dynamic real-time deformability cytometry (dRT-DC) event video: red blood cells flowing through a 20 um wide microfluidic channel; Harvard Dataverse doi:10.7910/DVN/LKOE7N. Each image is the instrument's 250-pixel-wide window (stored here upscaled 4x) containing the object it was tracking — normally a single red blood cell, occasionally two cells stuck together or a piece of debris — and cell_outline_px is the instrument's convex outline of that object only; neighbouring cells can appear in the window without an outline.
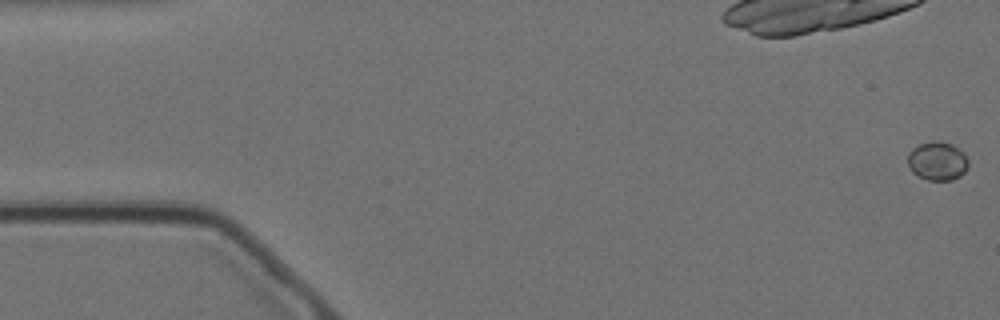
{"species": "Egyptian fruit bat (a non-hibernating species)", "species_latin": "Rousettus aegyptiacus", "temperature_condition": "cold", "stored_images_in_passage": 58, "camera_frame_rate_fps": 3000, "um_per_image_px": 0.085, "animal": {"sex": "female"}, "frame": {"image": 1, "passage_image": 1, "time_ms": 0.0, "image_size_px": [1000, 320], "cell_outline_px": [[968, 168], [960, 176], [952, 180], [928, 180], [912, 172], [908, 164], [908, 152], [912, 148], [920, 144], [952, 144], [964, 152], [968, 160]], "centroid_in_image_um": [79.7, 13.73], "position_along_channel_um": 5.3, "area_um2": 13.24}}
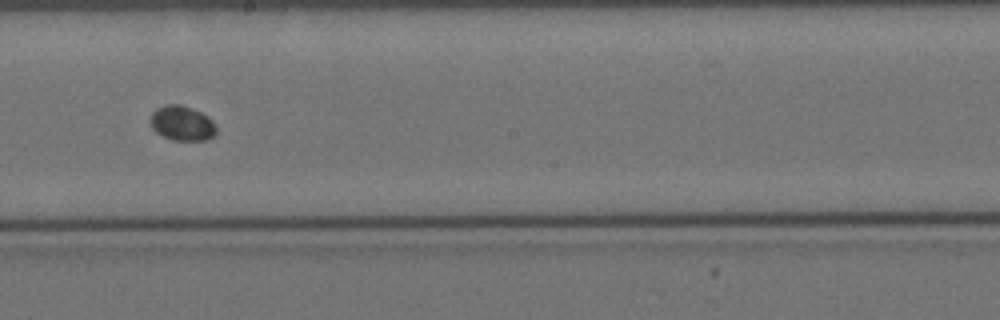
{"frame": {"image": 2, "passage_image": 32, "time_ms": 10.333, "image_size_px": [1000, 320], "cell_outline_px": [[216, 132], [208, 140], [172, 140], [156, 132], [152, 128], [148, 120], [152, 112], [156, 108], [168, 104], [180, 104], [200, 112], [208, 116], [216, 124]], "centroid_in_image_um": [15.46, 10.47], "position_along_channel_um": 232.7, "area_um2": 13.47}}
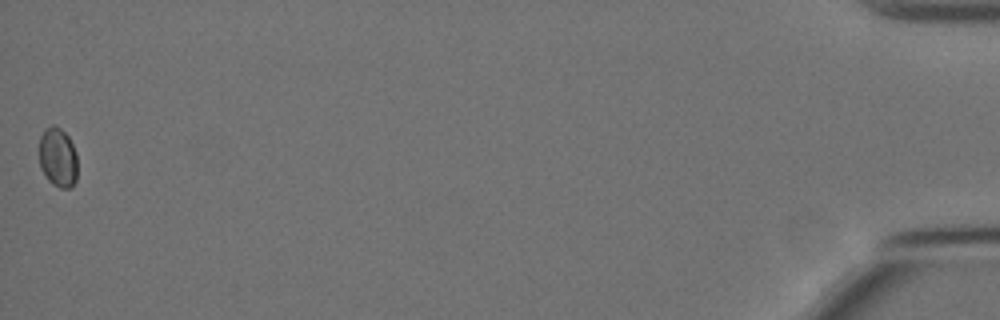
{"frame": {"image": 3, "passage_image": 58, "time_ms": 19.0, "image_size_px": [1000, 320], "cell_outline_px": [[76, 180], [68, 188], [60, 188], [52, 184], [48, 180], [40, 168], [40, 136], [44, 128], [52, 124], [56, 124], [68, 136], [76, 152]], "centroid_in_image_um": [4.9, 13.35], "position_along_channel_um": 430.3, "area_um2": 13.29}}